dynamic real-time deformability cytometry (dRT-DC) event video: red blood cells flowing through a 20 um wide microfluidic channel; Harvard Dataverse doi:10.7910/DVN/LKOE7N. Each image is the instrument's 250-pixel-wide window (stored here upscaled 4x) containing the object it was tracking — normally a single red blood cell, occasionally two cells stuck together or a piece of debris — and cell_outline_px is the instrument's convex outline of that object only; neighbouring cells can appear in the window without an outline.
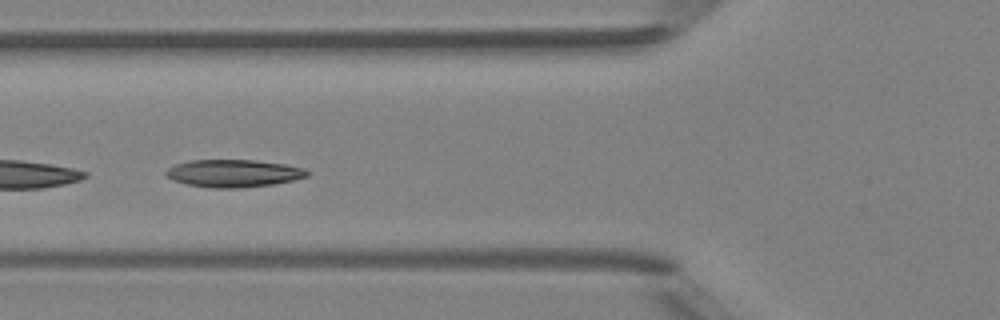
{"species": "Egyptian fruit bat (a non-hibernating species)", "species_latin": "Rousettus aegyptiacus", "temperature_condition": "room temperature", "stored_images_in_passage": 37, "camera_frame_rate_fps": 3000, "um_per_image_px": 0.085, "animal": {"sex": "female"}, "frame": {"image": 1, "passage_image": 11, "time_ms": 3.333, "image_size_px": [1000, 320], "cell_outline_px": [[308, 176], [292, 180], [272, 184], [240, 188], [208, 188], [188, 184], [172, 180], [164, 176], [164, 172], [168, 168], [176, 164], [192, 160], [252, 160], [284, 164], [304, 168], [308, 172]], "centroid_in_image_um": [19.8, 14.73], "position_along_channel_um": 106.0, "area_um2": 22.6}, "authors_computed_cell_mechanics": {"area_um2": 21.9062, "velocity_mm_per_s": 4.1582, "shape_relaxation_time_tau1_ms": 2.3717, "shape_relaxation_time_tau2_ms": 3.114, "deformation_change_tau1": 0.1258, "deformation_change_tau2": 0.0741}}